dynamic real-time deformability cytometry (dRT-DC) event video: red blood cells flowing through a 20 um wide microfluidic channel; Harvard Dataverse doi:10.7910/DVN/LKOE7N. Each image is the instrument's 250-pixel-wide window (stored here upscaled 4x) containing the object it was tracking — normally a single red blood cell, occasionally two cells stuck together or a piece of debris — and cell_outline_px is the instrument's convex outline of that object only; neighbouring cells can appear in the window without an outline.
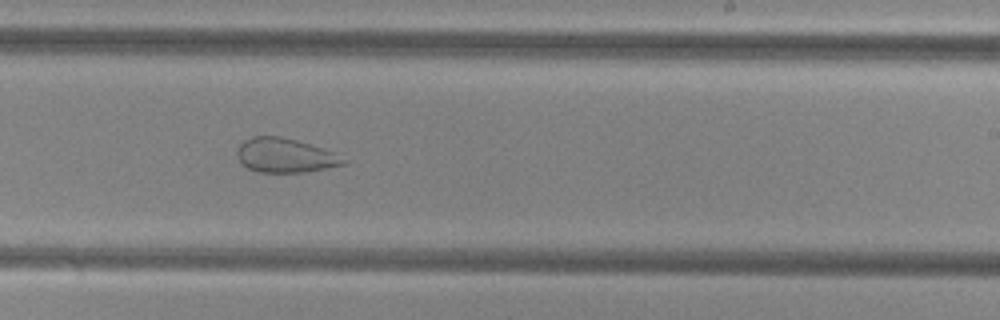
{"species": "common noctule bat (a hibernating species)", "species_latin": "Nyctalus noctula", "temperature_condition": "cold", "stored_images_in_passage": 48, "camera_frame_rate_fps": 3000, "um_per_image_px": 0.085, "animal": {"sex": "female", "body_mass_g": 29.2, "forearm_length_mm": 56.3}, "frame": {"image": 1, "passage_image": 28, "time_ms": 9.0, "image_size_px": [1000, 320], "cell_outline_px": [[348, 164], [308, 172], [256, 172], [240, 164], [236, 152], [236, 148], [244, 140], [252, 136], [280, 136], [296, 140], [324, 148], [336, 152], [348, 160]], "centroid_in_image_um": [24.26, 13.22], "position_along_channel_um": 264.7, "area_um2": 21.73}}
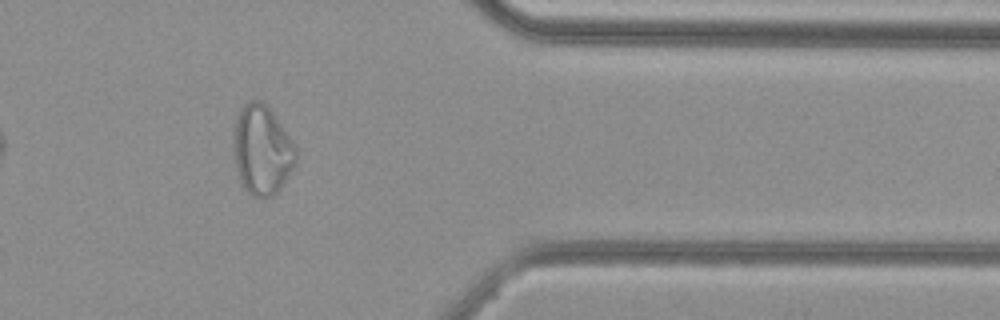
{"frame": {"image": 2, "passage_image": 39, "time_ms": 12.667, "image_size_px": [1000, 320], "cell_outline_px": [[296, 164], [280, 188], [272, 196], [264, 200], [252, 196], [240, 188], [236, 172], [232, 152], [232, 132], [236, 116], [244, 104], [248, 100], [260, 100], [272, 112], [296, 148]], "centroid_in_image_um": [22.19, 12.81], "position_along_channel_um": 389.2, "area_um2": 33.29}}
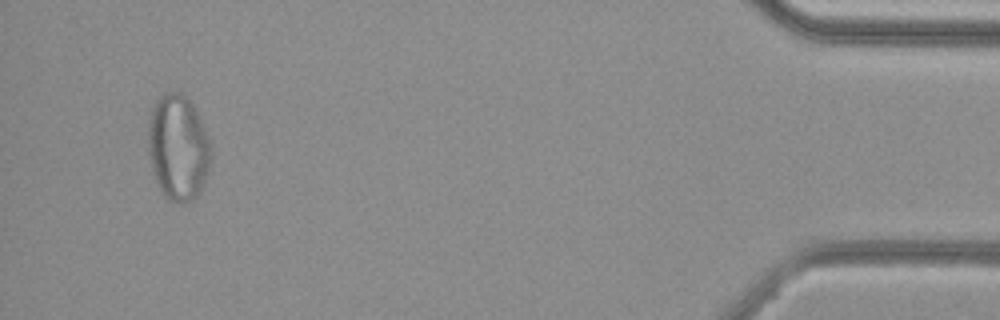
{"frame": {"image": 3, "passage_image": 46, "time_ms": 15.0, "image_size_px": [1000, 320], "cell_outline_px": [[212, 160], [204, 184], [200, 192], [192, 200], [184, 204], [180, 204], [168, 200], [160, 192], [156, 184], [152, 172], [148, 152], [148, 124], [152, 108], [156, 100], [168, 92], [180, 92], [192, 104], [212, 140]], "centroid_in_image_um": [15.16, 12.6], "position_along_channel_um": 420.0, "area_um2": 39.59}}